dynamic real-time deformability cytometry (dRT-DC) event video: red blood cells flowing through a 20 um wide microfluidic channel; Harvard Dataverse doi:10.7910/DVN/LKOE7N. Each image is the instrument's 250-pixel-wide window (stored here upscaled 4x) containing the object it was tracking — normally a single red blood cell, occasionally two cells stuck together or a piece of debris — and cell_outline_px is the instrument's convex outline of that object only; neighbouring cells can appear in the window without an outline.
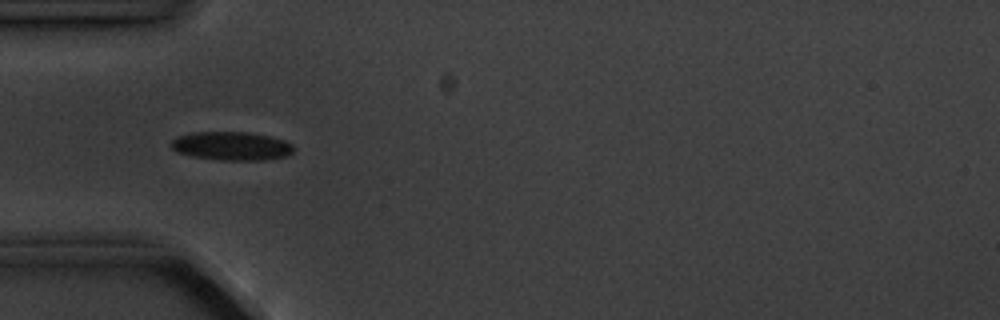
{"species": "common noctule bat (a hibernating species)", "species_latin": "Nyctalus noctula", "temperature_condition": "cold", "stored_images_in_passage": 5, "camera_frame_rate_fps": 3000, "um_per_image_px": 0.085, "animal": {"sex": "male", "body_mass_g": 20.1, "forearm_length_mm": 53.5}, "frame": {"image": 1, "passage_image": 3, "time_ms": 3.333, "image_size_px": [1000, 320], "cell_outline_px": [[292, 152], [284, 156], [264, 160], [220, 160], [192, 156], [176, 152], [172, 148], [172, 140], [176, 136], [192, 132], [248, 132], [268, 136], [284, 140], [292, 144]], "centroid_in_image_um": [19.64, 12.4], "position_along_channel_um": 65.4, "area_um2": 20.29}}
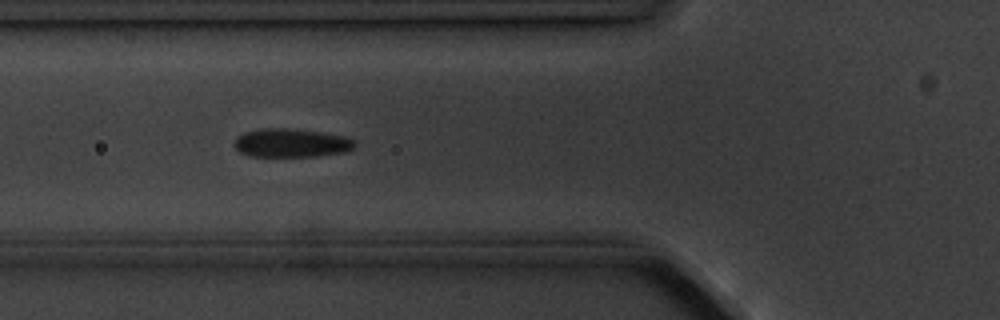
{"frame": {"image": 2, "passage_image": 4, "time_ms": 4.333, "image_size_px": [1000, 320], "cell_outline_px": [[356, 144], [352, 148], [344, 152], [316, 156], [248, 156], [240, 152], [232, 144], [236, 136], [244, 132], [260, 128], [288, 128], [320, 132], [344, 136], [356, 140]], "centroid_in_image_um": [24.71, 12.14], "position_along_channel_um": 101.1, "area_um2": 20.17}}